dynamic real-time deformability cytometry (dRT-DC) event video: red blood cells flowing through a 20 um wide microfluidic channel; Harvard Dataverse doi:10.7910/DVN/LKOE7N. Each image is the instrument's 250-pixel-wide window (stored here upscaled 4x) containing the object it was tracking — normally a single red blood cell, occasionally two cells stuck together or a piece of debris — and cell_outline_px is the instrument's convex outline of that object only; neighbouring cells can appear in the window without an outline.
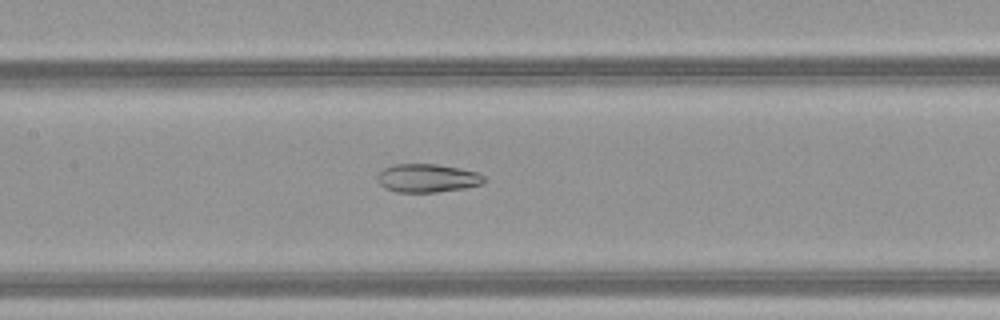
{"species": "common noctule bat (a hibernating species)", "species_latin": "Nyctalus noctula", "temperature_condition": "warm", "stored_images_in_passage": 50, "camera_frame_rate_fps": 3000, "um_per_image_px": 0.085, "animal": {"sex": "female", "body_mass_g": 21.9}, "frame": {"image": 1, "passage_image": 25, "time_ms": 8.0, "image_size_px": [1000, 320], "cell_outline_px": [[484, 180], [480, 184], [464, 188], [436, 192], [396, 192], [384, 188], [376, 180], [376, 176], [384, 168], [396, 164], [436, 164], [460, 168], [476, 172], [484, 176]], "centroid_in_image_um": [36.27, 15.14], "position_along_channel_um": 171.1, "area_um2": 17.57}}
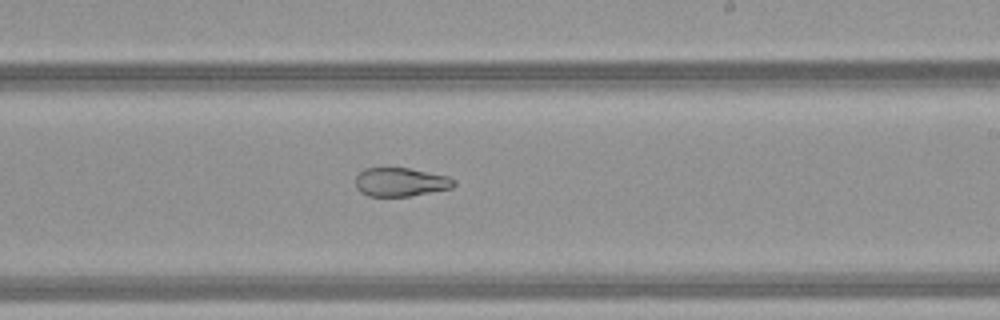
{"frame": {"image": 2, "passage_image": 31, "time_ms": 10.0, "image_size_px": [1000, 320], "cell_outline_px": [[456, 184], [452, 188], [408, 196], [368, 196], [360, 192], [356, 188], [356, 176], [364, 168], [408, 168], [448, 176], [456, 180]], "centroid_in_image_um": [34.05, 15.47], "position_along_channel_um": 255.0, "area_um2": 16.42}}
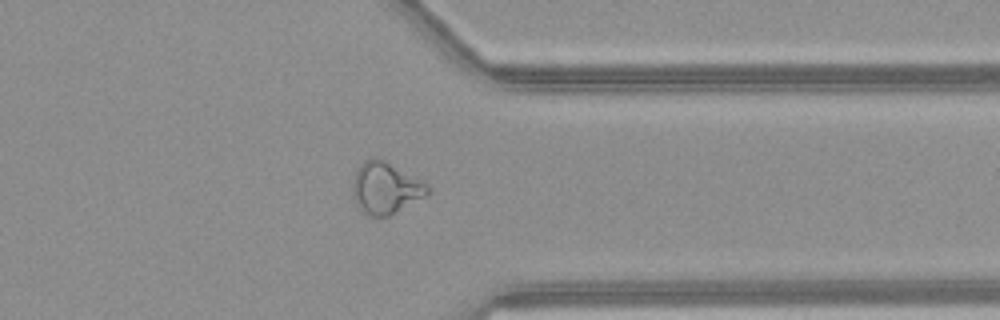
{"frame": {"image": 3, "passage_image": 40, "time_ms": 13.0, "image_size_px": [1000, 320], "cell_outline_px": [[432, 192], [388, 216], [372, 216], [364, 212], [356, 204], [352, 196], [352, 184], [356, 168], [364, 160], [376, 156], [388, 160], [432, 188]], "centroid_in_image_um": [32.74, 15.94], "position_along_channel_um": 378.7, "area_um2": 22.72}, "authors_computed_cell_mechanics": {"area_um2": 24.3916, "velocity_mm_per_s": 4.21, "shape_relaxation_time_tau1_ms": null, "shape_relaxation_time_tau2_ms": 2.5787, "deformation_change_tau1": null, "deformation_change_tau2": 0.1029}}